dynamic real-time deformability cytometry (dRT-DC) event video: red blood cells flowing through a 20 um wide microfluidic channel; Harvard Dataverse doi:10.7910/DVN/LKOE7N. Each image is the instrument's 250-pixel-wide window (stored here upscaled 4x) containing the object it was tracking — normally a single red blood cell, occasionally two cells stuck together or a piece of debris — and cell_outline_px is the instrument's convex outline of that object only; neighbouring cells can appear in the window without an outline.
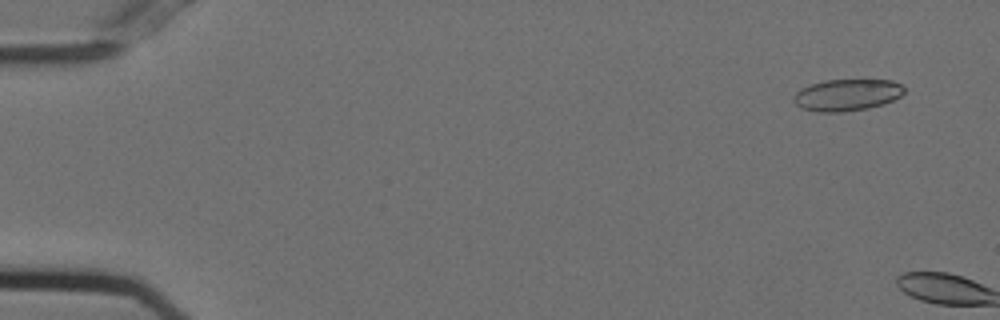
{"species": "Egyptian fruit bat (a non-hibernating species)", "species_latin": "Rousettus aegyptiacus", "temperature_condition": "cold", "stored_images_in_passage": 6, "camera_frame_rate_fps": 3000, "um_per_image_px": 0.085, "animal": {"sex": "female"}, "frame": {"image": 1, "passage_image": 4, "time_ms": 1.0, "image_size_px": [1000, 320], "cell_outline_px": [[904, 92], [900, 96], [884, 104], [868, 108], [844, 112], [816, 112], [800, 108], [796, 104], [792, 96], [800, 88], [824, 80], [892, 80], [904, 84]], "centroid_in_image_um": [71.99, 8.07], "position_along_channel_um": 13.0, "area_um2": 20.63}}